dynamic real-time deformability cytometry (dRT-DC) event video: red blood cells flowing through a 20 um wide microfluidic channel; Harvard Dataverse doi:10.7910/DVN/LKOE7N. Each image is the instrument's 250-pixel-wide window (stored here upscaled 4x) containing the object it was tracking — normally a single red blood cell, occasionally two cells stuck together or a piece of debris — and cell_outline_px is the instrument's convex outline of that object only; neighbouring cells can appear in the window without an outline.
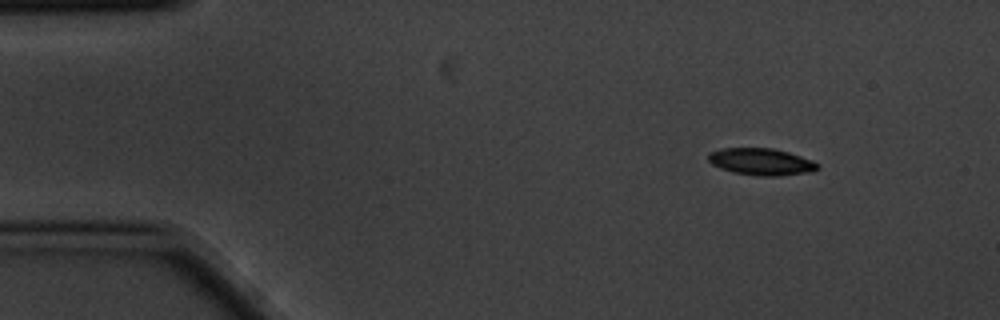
{"species": "common noctule bat (a hibernating species)", "species_latin": "Nyctalus noctula", "temperature_condition": "cold", "stored_images_in_passage": 6, "camera_frame_rate_fps": 3000, "um_per_image_px": 0.085, "animal": {"sex": "male", "body_mass_g": 20.1, "forearm_length_mm": 53.5}, "frame": {"image": 1, "passage_image": 1, "time_ms": 0.0, "image_size_px": [1000, 320], "cell_outline_px": [[820, 168], [812, 172], [780, 176], [760, 176], [732, 172], [720, 168], [712, 164], [708, 160], [708, 152], [724, 148], [772, 148], [788, 152], [812, 160], [820, 164]], "centroid_in_image_um": [64.72, 13.75], "position_along_channel_um": 20.3, "area_um2": 17.28}}
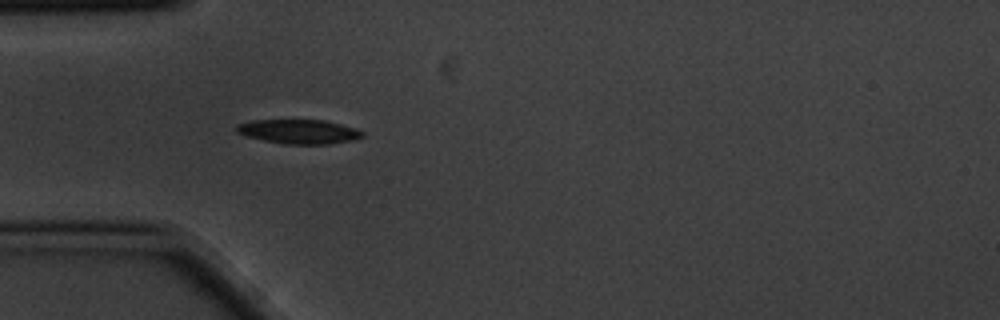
{"frame": {"image": 2, "passage_image": 4, "time_ms": 1.0, "image_size_px": [1000, 320], "cell_outline_px": [[364, 136], [352, 140], [328, 144], [284, 144], [264, 140], [248, 136], [236, 132], [236, 124], [252, 120], [324, 120], [356, 128], [364, 132]], "centroid_in_image_um": [25.41, 11.18], "position_along_channel_um": 59.6, "area_um2": 17.74}}